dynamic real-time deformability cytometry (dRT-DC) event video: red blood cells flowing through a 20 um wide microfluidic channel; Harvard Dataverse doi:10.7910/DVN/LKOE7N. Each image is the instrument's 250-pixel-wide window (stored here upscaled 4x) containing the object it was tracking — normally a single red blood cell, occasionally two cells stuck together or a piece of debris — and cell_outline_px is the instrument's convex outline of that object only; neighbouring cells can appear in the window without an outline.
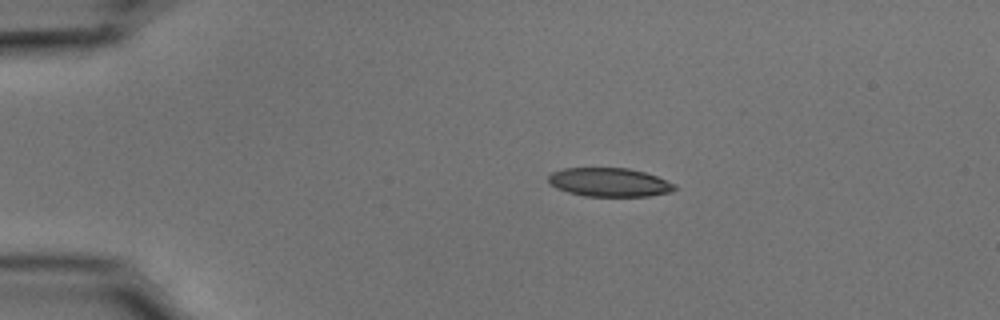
{"species": "common noctule bat (a hibernating species)", "species_latin": "Nyctalus noctula", "temperature_condition": "cold", "stored_images_in_passage": 44, "camera_frame_rate_fps": 3000, "um_per_image_px": 0.085, "animal": {"sex": "male", "body_mass_g": 15.6}, "frame": {"image": 1, "passage_image": 1, "time_ms": 0.0, "image_size_px": [1000, 320], "cell_outline_px": [[676, 188], [672, 192], [648, 196], [584, 196], [568, 192], [556, 188], [548, 180], [548, 176], [552, 172], [564, 168], [628, 168], [644, 172], [656, 176], [676, 184]], "centroid_in_image_um": [51.81, 15.49], "position_along_channel_um": 33.2, "area_um2": 21.1}}
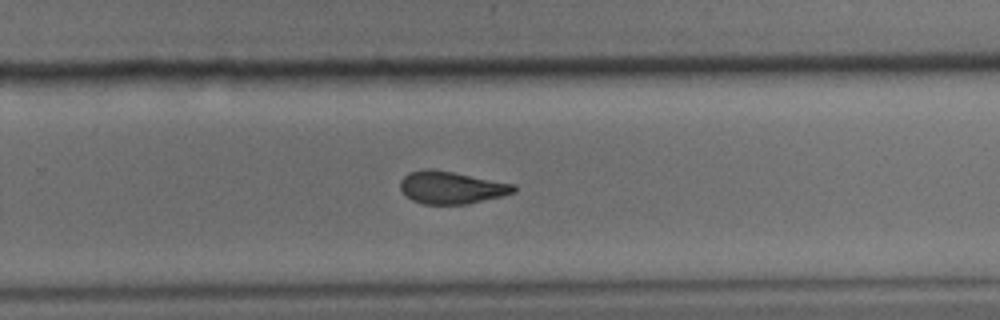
{"frame": {"image": 2, "passage_image": 26, "time_ms": 8.333, "image_size_px": [1000, 320], "cell_outline_px": [[516, 192], [468, 204], [424, 204], [412, 200], [400, 188], [400, 180], [408, 172], [428, 168], [432, 168], [516, 184]], "centroid_in_image_um": [38.37, 15.93], "position_along_channel_um": 291.4, "area_um2": 21.44}}
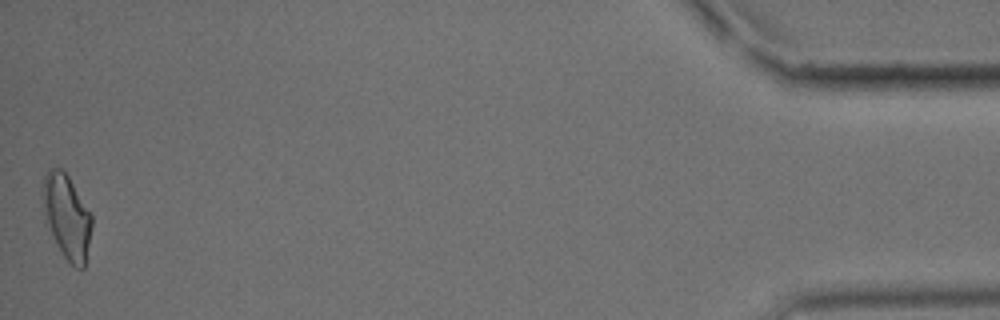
{"frame": {"image": 3, "passage_image": 44, "time_ms": 14.333, "image_size_px": [1000, 320], "cell_outline_px": [[92, 228], [84, 268], [76, 268], [64, 256], [52, 232], [44, 212], [44, 176], [48, 168], [64, 168], [92, 212]], "centroid_in_image_um": [5.74, 18.35], "position_along_channel_um": 429.5, "area_um2": 23.7}, "authors_computed_cell_mechanics": {"area_um2": 22.3686, "velocity_mm_per_s": 3.715, "shape_relaxation_time_tau1_ms": 5.6599, "shape_relaxation_time_tau2_ms": 2.8856, "deformation_change_tau1": 0.151, "deformation_change_tau2": 0.1023}}